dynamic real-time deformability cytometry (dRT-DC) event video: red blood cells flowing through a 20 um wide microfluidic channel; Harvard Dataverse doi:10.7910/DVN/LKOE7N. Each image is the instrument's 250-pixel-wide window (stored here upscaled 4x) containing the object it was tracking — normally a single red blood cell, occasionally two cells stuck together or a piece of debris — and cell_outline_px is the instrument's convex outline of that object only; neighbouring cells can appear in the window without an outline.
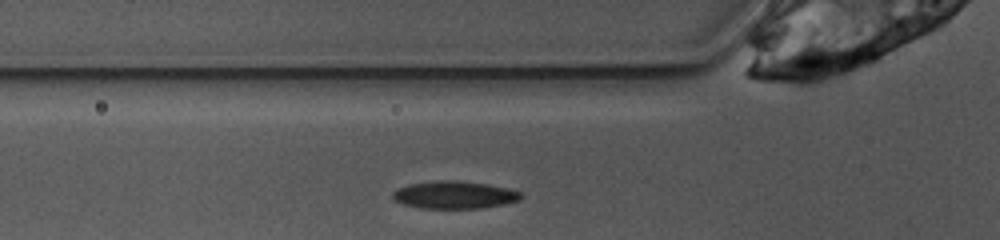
{"species": "common noctule bat (a hibernating species)", "species_latin": "Nyctalus noctula", "temperature_condition": "warm", "stored_images_in_passage": 23, "camera_frame_rate_fps": 3000, "um_per_image_px": 0.085, "animal": {"sex": "female", "body_mass_g": 10.0, "forearm_length_mm": 53.1}, "frame": {"image": 1, "passage_image": 2, "time_ms": 0.333, "image_size_px": [1000, 240], "cell_outline_px": [[520, 200], [504, 204], [484, 208], [420, 208], [404, 204], [396, 200], [392, 196], [392, 192], [396, 188], [408, 184], [440, 180], [456, 180], [484, 184], [508, 188], [520, 192]], "centroid_in_image_um": [38.59, 16.56], "position_along_channel_um": 87.2, "area_um2": 20.46}}
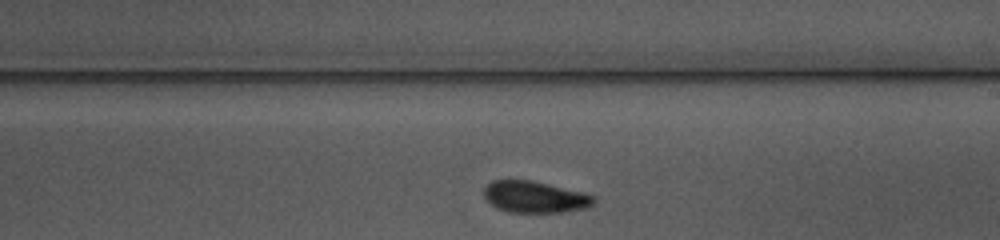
{"frame": {"image": 2, "passage_image": 14, "time_ms": 4.333, "image_size_px": [1000, 240], "cell_outline_px": [[596, 200], [588, 208], [564, 212], [508, 212], [496, 208], [484, 200], [484, 188], [492, 180], [532, 180], [584, 192], [596, 196]], "centroid_in_image_um": [45.47, 16.74], "position_along_channel_um": 243.5, "area_um2": 20.52}}
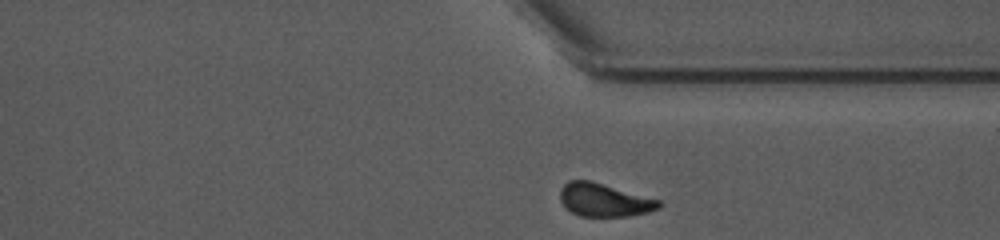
{"frame": {"image": 3, "passage_image": 23, "time_ms": 7.333, "image_size_px": [1000, 240], "cell_outline_px": [[660, 208], [648, 212], [628, 216], [580, 216], [564, 208], [560, 200], [560, 188], [568, 180], [588, 180], [660, 200]], "centroid_in_image_um": [51.31, 17.0], "position_along_channel_um": 360.1, "area_um2": 18.96}}